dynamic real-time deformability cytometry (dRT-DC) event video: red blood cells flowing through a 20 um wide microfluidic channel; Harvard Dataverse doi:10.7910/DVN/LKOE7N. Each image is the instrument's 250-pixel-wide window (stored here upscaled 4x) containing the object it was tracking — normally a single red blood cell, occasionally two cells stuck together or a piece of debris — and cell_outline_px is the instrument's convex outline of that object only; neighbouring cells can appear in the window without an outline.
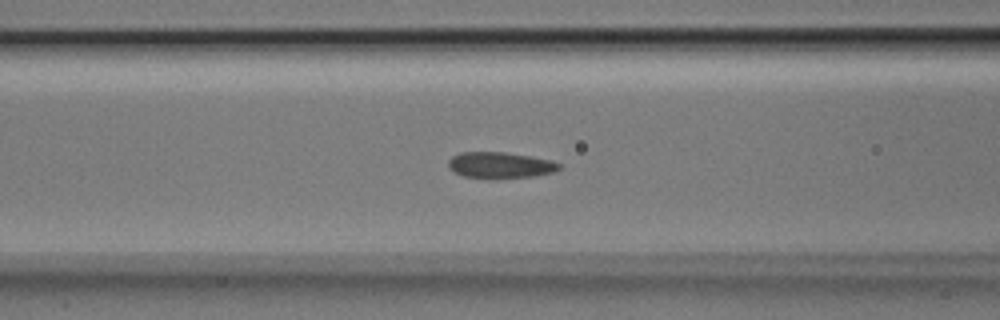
{"species": "Egyptian fruit bat (a non-hibernating species)", "species_latin": "Rousettus aegyptiacus", "temperature_condition": "room temperature", "stored_images_in_passage": 52, "camera_frame_rate_fps": 3000, "um_per_image_px": 0.085, "animal": {"sex": "male"}, "frame": {"image": 1, "passage_image": 20, "time_ms": 6.333, "image_size_px": [1000, 320], "cell_outline_px": [[560, 168], [556, 172], [532, 176], [496, 180], [464, 176], [452, 172], [448, 168], [448, 160], [452, 156], [460, 152], [504, 152], [532, 156], [552, 160], [560, 164]], "centroid_in_image_um": [42.5, 14.05], "position_along_channel_um": 124.1, "area_um2": 17.4}}
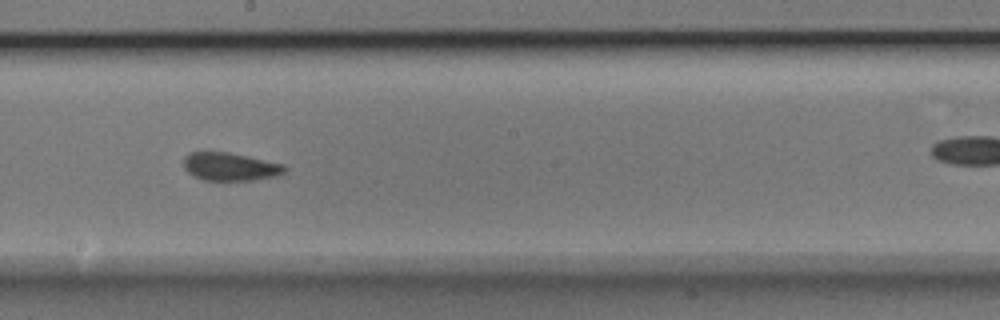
{"frame": {"image": 2, "passage_image": 28, "time_ms": 9.0, "image_size_px": [1000, 320], "cell_outline_px": [[288, 168], [284, 172], [276, 176], [252, 180], [204, 180], [192, 176], [184, 168], [184, 156], [188, 152], [228, 152], [248, 156], [284, 164]], "centroid_in_image_um": [19.55, 14.16], "position_along_channel_um": 228.6, "area_um2": 16.59}}
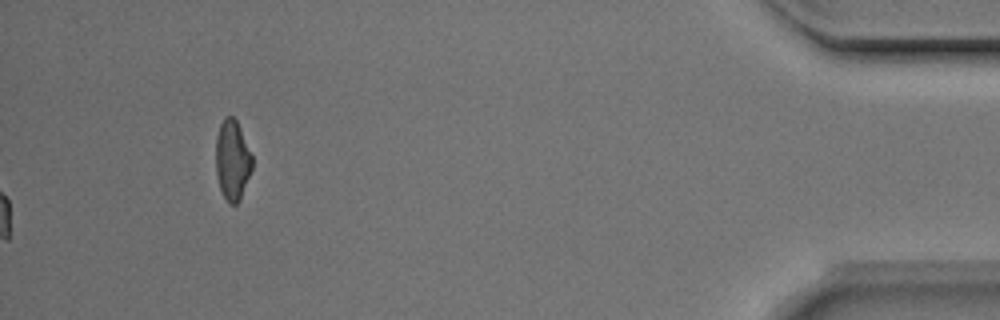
{"frame": {"image": 3, "passage_image": 52, "time_ms": 17.0, "image_size_px": [1000, 320], "cell_outline_px": [[252, 168], [240, 200], [236, 204], [228, 204], [220, 188], [216, 172], [216, 136], [220, 124], [224, 116], [232, 116], [236, 120], [252, 156]], "centroid_in_image_um": [19.74, 13.61], "position_along_channel_um": 415.5, "area_um2": 16.82}, "authors_computed_cell_mechanics": {"area_um2": 16.9065, "velocity_mm_per_s": 3.926, "shape_relaxation_time_tau1_ms": 5.1157, "shape_relaxation_time_tau2_ms": 2.3324, "deformation_change_tau1": 0.1262, "deformation_change_tau2": 0.0502}}